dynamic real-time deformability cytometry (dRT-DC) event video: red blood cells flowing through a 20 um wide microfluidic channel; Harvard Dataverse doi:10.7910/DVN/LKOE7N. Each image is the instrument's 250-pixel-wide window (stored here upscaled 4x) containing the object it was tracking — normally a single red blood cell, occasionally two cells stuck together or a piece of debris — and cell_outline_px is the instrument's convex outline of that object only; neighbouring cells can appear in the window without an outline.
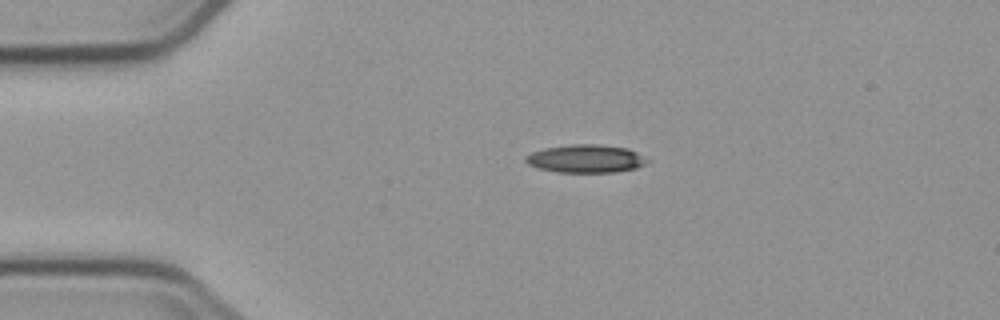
{"species": "common noctule bat (a hibernating species)", "species_latin": "Nyctalus noctula", "temperature_condition": "cold", "stored_images_in_passage": 2, "camera_frame_rate_fps": 3000, "um_per_image_px": 0.085, "animal": {"sex": "male", "body_mass_g": 23.1, "forearm_length_mm": 52.7}, "frame": {"image": 1, "passage_image": 1, "time_ms": 0.0, "image_size_px": [1000, 320], "cell_outline_px": [[648, 160], [644, 164], [636, 168], [616, 172], [556, 172], [540, 168], [528, 164], [524, 160], [524, 156], [532, 152], [548, 148], [572, 144], [596, 144], [628, 148], [636, 152]], "centroid_in_image_um": [49.78, 13.49], "position_along_channel_um": 35.2, "area_um2": 19.65}}